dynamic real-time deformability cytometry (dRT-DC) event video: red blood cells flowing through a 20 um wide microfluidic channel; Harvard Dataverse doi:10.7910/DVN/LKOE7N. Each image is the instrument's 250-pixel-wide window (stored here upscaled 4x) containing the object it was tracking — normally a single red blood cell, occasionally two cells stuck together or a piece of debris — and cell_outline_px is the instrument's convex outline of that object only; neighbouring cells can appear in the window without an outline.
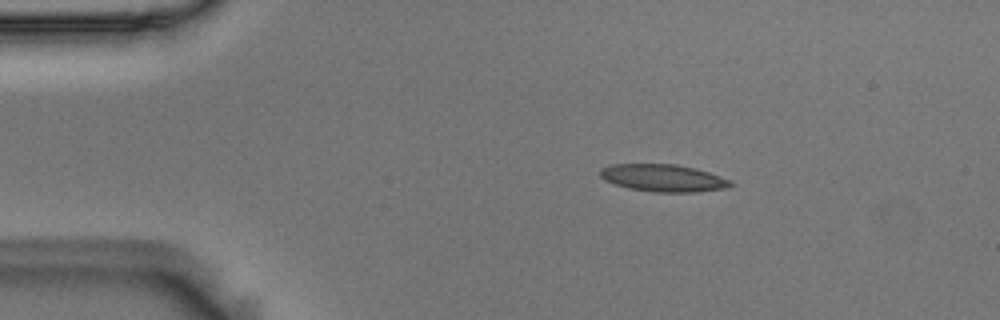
{"species": "Egyptian fruit bat (a non-hibernating species)", "species_latin": "Rousettus aegyptiacus", "temperature_condition": "room temperature", "stored_images_in_passage": 46, "camera_frame_rate_fps": 3000, "um_per_image_px": 0.085, "animal": {"sex": "male"}, "frame": {"image": 1, "passage_image": 1, "time_ms": 0.0, "image_size_px": [1000, 320], "cell_outline_px": [[732, 184], [724, 188], [696, 192], [652, 192], [628, 188], [604, 180], [600, 176], [600, 168], [612, 164], [676, 164], [708, 172], [732, 180]], "centroid_in_image_um": [56.34, 15.13], "position_along_channel_um": 28.7, "area_um2": 20.63}}
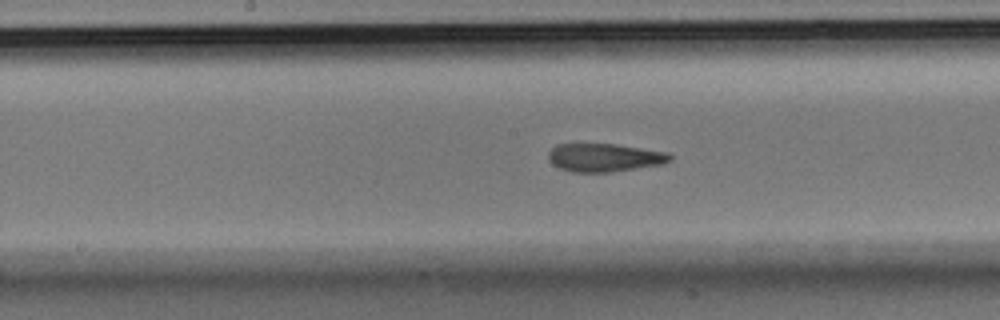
{"frame": {"image": 2, "passage_image": 19, "time_ms": 6.0, "image_size_px": [1000, 320], "cell_outline_px": [[672, 160], [660, 164], [612, 172], [572, 172], [560, 168], [552, 164], [548, 160], [548, 152], [556, 144], [616, 144], [668, 152], [672, 156]], "centroid_in_image_um": [51.35, 13.39], "position_along_channel_um": 196.8, "area_um2": 20.0}}
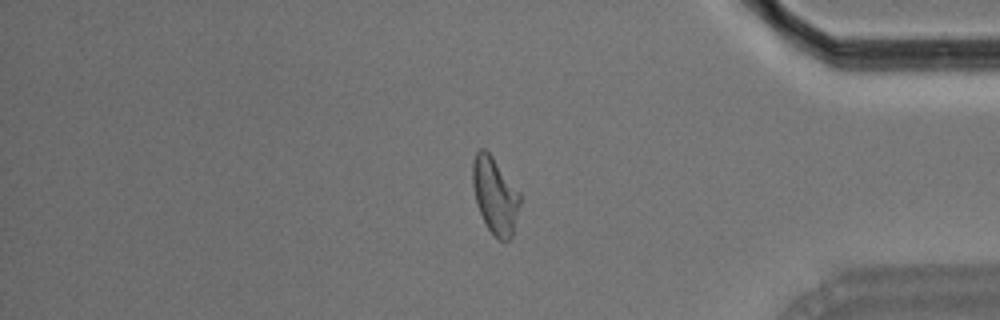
{"frame": {"image": 3, "passage_image": 37, "time_ms": 12.0, "image_size_px": [1000, 320], "cell_outline_px": [[520, 204], [512, 236], [508, 240], [500, 240], [488, 228], [476, 204], [472, 184], [472, 160], [476, 152], [480, 148], [484, 148], [492, 156], [520, 192]], "centroid_in_image_um": [42.06, 16.58], "position_along_channel_um": 393.1, "area_um2": 20.98}, "authors_computed_cell_mechanics": {"area_um2": 20.7213, "velocity_mm_per_s": 3.6979, "shape_relaxation_time_tau1_ms": 7.5574, "shape_relaxation_time_tau2_ms": 2.8191, "deformation_change_tau1": 0.2093, "deformation_change_tau2": 0.099}}